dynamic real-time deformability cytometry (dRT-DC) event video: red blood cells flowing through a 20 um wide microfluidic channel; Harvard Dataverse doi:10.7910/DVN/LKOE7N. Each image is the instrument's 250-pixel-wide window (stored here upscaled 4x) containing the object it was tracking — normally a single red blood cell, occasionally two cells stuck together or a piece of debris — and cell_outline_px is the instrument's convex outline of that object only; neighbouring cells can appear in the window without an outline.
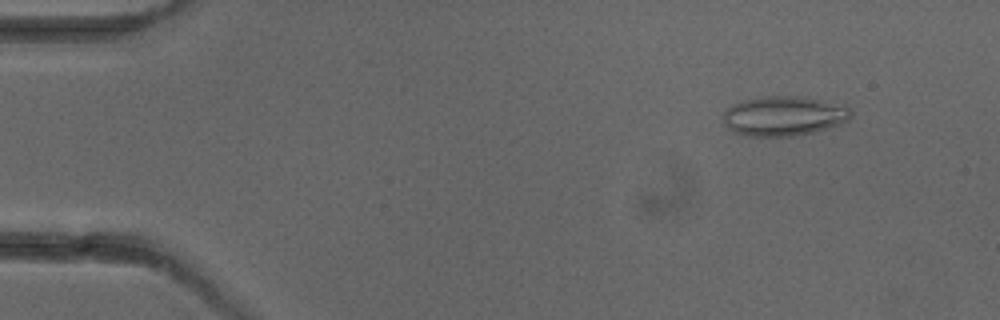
{"species": "common noctule bat (a hibernating species)", "species_latin": "Nyctalus noctula", "temperature_condition": "cold", "stored_images_in_passage": 4, "camera_frame_rate_fps": 3000, "um_per_image_px": 0.085, "animal": {"sex": "female"}, "frame": {"image": 1, "passage_image": 2, "time_ms": 1.0, "image_size_px": [1000, 320], "cell_outline_px": [[852, 116], [848, 120], [840, 124], [812, 132], [796, 136], [748, 136], [732, 132], [724, 124], [724, 112], [732, 104], [748, 100], [768, 96], [796, 96], [844, 104], [852, 112]], "centroid_in_image_um": [66.63, 9.87], "position_along_channel_um": 18.4, "area_um2": 29.36}}